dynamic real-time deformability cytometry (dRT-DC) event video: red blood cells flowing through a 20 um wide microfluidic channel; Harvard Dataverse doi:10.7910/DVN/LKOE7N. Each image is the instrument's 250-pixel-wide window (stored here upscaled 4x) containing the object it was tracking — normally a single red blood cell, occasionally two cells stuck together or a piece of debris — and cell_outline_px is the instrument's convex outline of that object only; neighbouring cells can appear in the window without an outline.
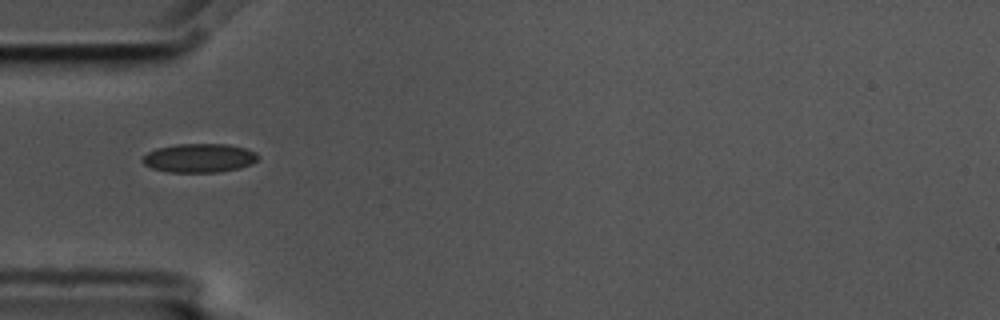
{"species": "common noctule bat (a hibernating species)", "species_latin": "Nyctalus noctula", "temperature_condition": "cold", "stored_images_in_passage": 1, "camera_frame_rate_fps": 3000, "um_per_image_px": 0.085, "animal": {"sex": "male", "body_mass_g": 17.5, "forearm_length_mm": 52.3}, "frame": {"image": 1, "passage_image": 1, "time_ms": 0.0, "image_size_px": [1000, 320], "cell_outline_px": [[256, 160], [252, 164], [240, 168], [216, 172], [168, 172], [152, 168], [144, 164], [140, 160], [148, 152], [156, 148], [176, 144], [228, 144], [248, 148], [256, 152]], "centroid_in_image_um": [16.93, 13.42], "position_along_channel_um": 68.1, "area_um2": 19.48}}